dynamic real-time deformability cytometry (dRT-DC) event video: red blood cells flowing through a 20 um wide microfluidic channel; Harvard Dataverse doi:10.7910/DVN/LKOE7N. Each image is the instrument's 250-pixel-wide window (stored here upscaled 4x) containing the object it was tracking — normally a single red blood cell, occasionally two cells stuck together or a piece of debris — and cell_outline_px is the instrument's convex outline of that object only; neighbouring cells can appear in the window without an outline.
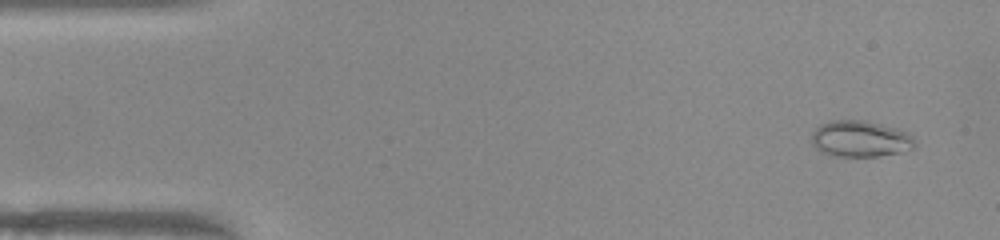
{"species": "common noctule bat (a hibernating species)", "species_latin": "Nyctalus noctula", "temperature_condition": "warm", "stored_images_in_passage": 50, "camera_frame_rate_fps": 3000, "um_per_image_px": 0.085, "animal": {"sex": "female", "body_mass_g": 22.0, "forearm_length_mm": 56.7}, "frame": {"image": 1, "passage_image": 2, "time_ms": 0.333, "image_size_px": [1000, 240], "cell_outline_px": [[916, 144], [912, 148], [880, 156], [836, 156], [824, 152], [816, 148], [812, 144], [812, 132], [820, 124], [832, 120], [868, 120], [900, 128], [908, 132], [912, 136]], "centroid_in_image_um": [73.14, 11.77], "position_along_channel_um": 11.9, "area_um2": 21.91}}
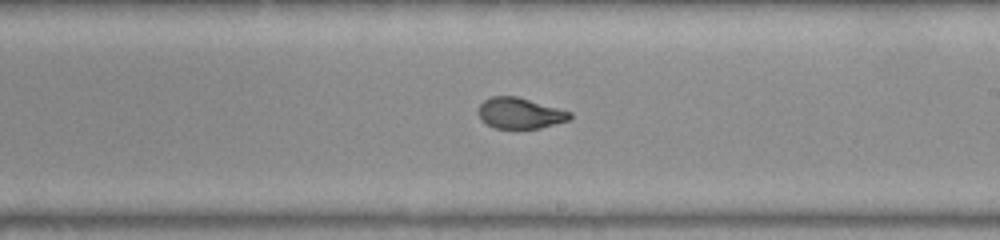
{"frame": {"image": 2, "passage_image": 28, "time_ms": 9.0, "image_size_px": [1000, 240], "cell_outline_px": [[572, 116], [568, 120], [540, 128], [496, 128], [480, 120], [476, 112], [480, 104], [484, 100], [492, 96], [516, 96], [572, 112]], "centroid_in_image_um": [44.15, 9.61], "position_along_channel_um": 244.8, "area_um2": 16.42}}
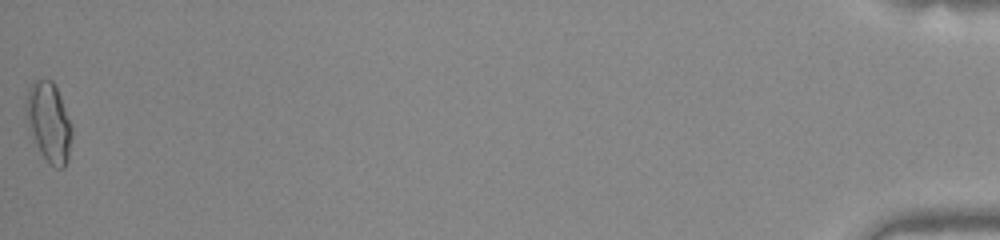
{"frame": {"image": 3, "passage_image": 50, "time_ms": 16.333, "image_size_px": [1000, 240], "cell_outline_px": [[72, 136], [68, 160], [64, 168], [56, 168], [40, 152], [36, 144], [24, 108], [28, 88], [36, 80], [52, 80], [60, 96], [72, 124]], "centroid_in_image_um": [4.18, 10.38], "position_along_channel_um": 431.0, "area_um2": 20.87}, "authors_computed_cell_mechanics": {"area_um2": 18.0914, "velocity_mm_per_s": 3.9847, "shape_relaxation_time_tau1_ms": null, "shape_relaxation_time_tau2_ms": 0.6894, "deformation_change_tau1": null, "deformation_change_tau2": 0.0551}}